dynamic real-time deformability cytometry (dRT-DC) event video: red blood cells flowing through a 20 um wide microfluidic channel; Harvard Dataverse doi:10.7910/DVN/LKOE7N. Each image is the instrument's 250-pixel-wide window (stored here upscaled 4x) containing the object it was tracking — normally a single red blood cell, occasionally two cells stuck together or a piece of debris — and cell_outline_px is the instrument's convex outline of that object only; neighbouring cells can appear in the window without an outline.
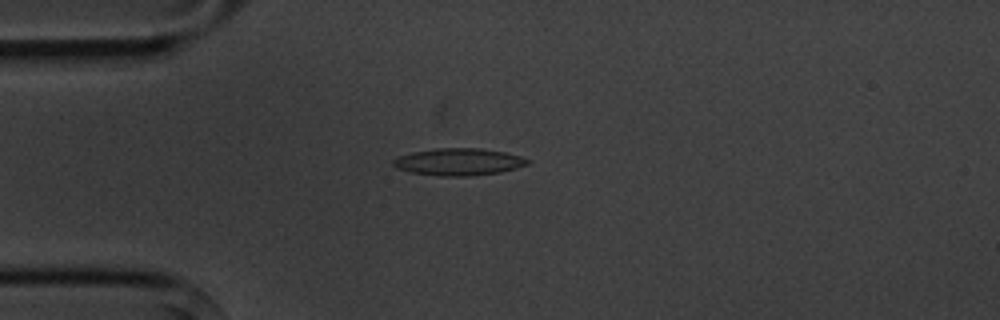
{"species": "common noctule bat (a hibernating species)", "species_latin": "Nyctalus noctula", "temperature_condition": "cold", "stored_images_in_passage": 3, "camera_frame_rate_fps": 3000, "um_per_image_px": 0.085, "animal": {"sex": "male", "body_mass_g": 20.1, "forearm_length_mm": 53.5}, "frame": {"image": 1, "passage_image": 3, "time_ms": 2.333, "image_size_px": [1000, 320], "cell_outline_px": [[532, 160], [528, 164], [516, 168], [500, 172], [468, 176], [440, 176], [412, 172], [396, 168], [392, 164], [392, 160], [400, 156], [416, 152], [436, 148], [480, 148], [504, 152], [520, 156]], "centroid_in_image_um": [39.01, 13.76], "position_along_channel_um": 46.0, "area_um2": 21.04}}